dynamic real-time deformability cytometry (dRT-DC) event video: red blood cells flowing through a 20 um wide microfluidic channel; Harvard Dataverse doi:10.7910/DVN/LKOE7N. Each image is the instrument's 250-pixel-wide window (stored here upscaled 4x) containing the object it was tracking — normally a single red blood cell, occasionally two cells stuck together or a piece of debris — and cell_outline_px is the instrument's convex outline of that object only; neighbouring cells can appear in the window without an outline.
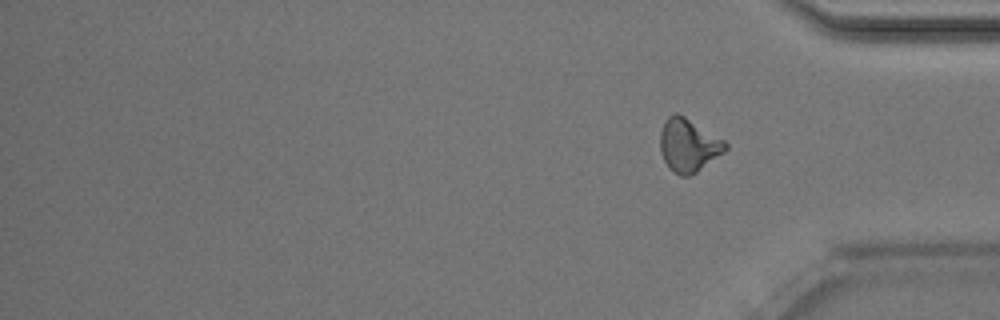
{"species": "Egyptian fruit bat (a non-hibernating species)", "species_latin": "Rousettus aegyptiacus", "temperature_condition": "room temperature", "stored_images_in_passage": 43, "camera_frame_rate_fps": 3000, "um_per_image_px": 0.085, "animal": {"sex": "male"}, "frame": {"image": 1, "passage_image": 43, "time_ms": 14.0, "image_size_px": [1000, 320], "cell_outline_px": [[728, 148], [724, 152], [696, 172], [688, 176], [680, 176], [664, 160], [660, 152], [660, 132], [668, 116], [676, 112], [684, 116], [724, 140], [728, 144]], "centroid_in_image_um": [58.52, 12.33], "position_along_channel_um": 376.7, "area_um2": 19.83}}